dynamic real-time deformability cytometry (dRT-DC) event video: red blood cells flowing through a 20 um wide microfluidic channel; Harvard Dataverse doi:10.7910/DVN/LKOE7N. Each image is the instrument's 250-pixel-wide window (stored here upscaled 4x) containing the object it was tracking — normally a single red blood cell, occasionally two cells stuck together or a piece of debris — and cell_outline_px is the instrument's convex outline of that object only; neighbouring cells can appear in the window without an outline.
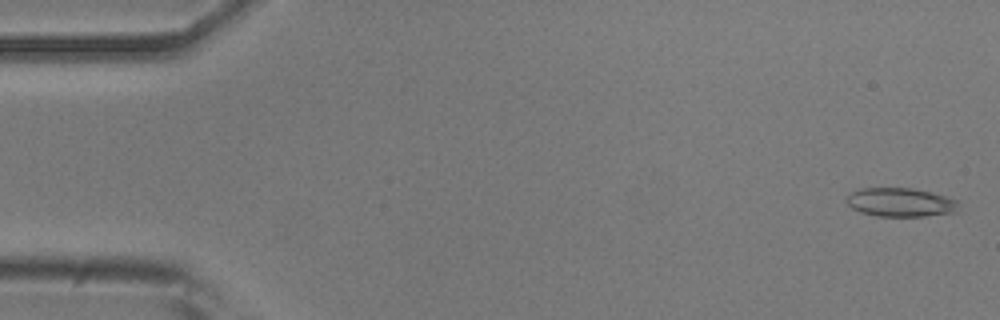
{"species": "common noctule bat (a hibernating species)", "species_latin": "Nyctalus noctula", "temperature_condition": "room temperature", "stored_images_in_passage": 50, "camera_frame_rate_fps": 3000, "um_per_image_px": 0.085, "animal": {"sex": "male", "body_mass_g": 20.5, "forearm_length_mm": 52.5}, "frame": {"image": 1, "passage_image": 1, "time_ms": 0.0, "image_size_px": [1000, 320], "cell_outline_px": [[960, 212], [924, 216], [876, 216], [860, 212], [852, 208], [844, 200], [852, 192], [860, 188], [912, 188], [932, 192], [948, 196], [956, 200], [960, 204]], "centroid_in_image_um": [76.6, 17.2], "position_along_channel_um": 8.4, "area_um2": 19.13}}
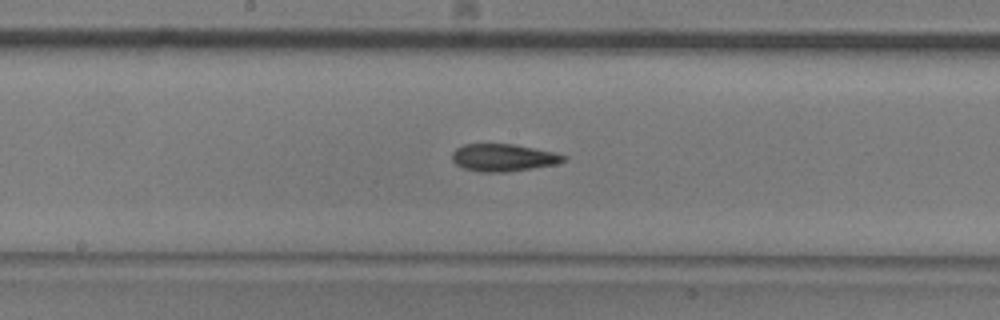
{"frame": {"image": 2, "passage_image": 27, "time_ms": 8.667, "image_size_px": [1000, 320], "cell_outline_px": [[568, 160], [556, 164], [508, 172], [480, 172], [464, 168], [456, 164], [452, 160], [452, 152], [456, 148], [464, 144], [512, 144], [556, 152], [568, 156]], "centroid_in_image_um": [42.81, 13.4], "position_along_channel_um": 205.4, "area_um2": 17.92}}
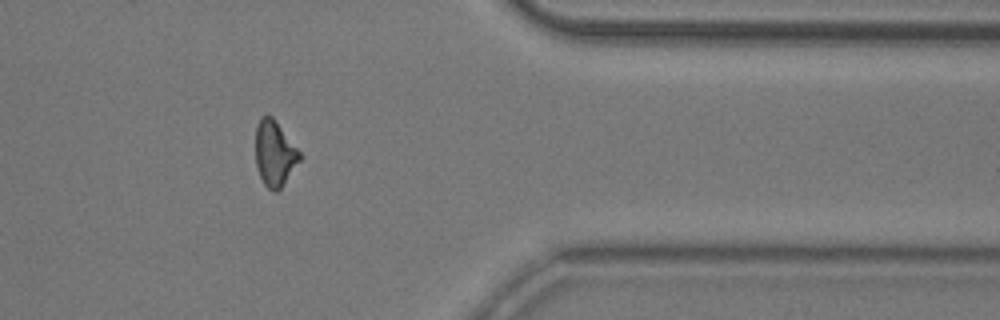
{"frame": {"image": 3, "passage_image": 43, "time_ms": 14.0, "image_size_px": [1000, 320], "cell_outline_px": [[304, 156], [280, 188], [276, 192], [272, 192], [264, 184], [256, 168], [256, 128], [260, 120], [264, 116], [272, 116]], "centroid_in_image_um": [23.36, 13.07], "position_along_channel_um": 388.0, "area_um2": 16.76}, "authors_computed_cell_mechanics": {"area_um2": 17.918, "velocity_mm_per_s": 3.7768, "shape_relaxation_time_tau1_ms": 8.3861, "shape_relaxation_time_tau2_ms": 4.8835, "deformation_change_tau1": 0.192, "deformation_change_tau2": 0.1215}}